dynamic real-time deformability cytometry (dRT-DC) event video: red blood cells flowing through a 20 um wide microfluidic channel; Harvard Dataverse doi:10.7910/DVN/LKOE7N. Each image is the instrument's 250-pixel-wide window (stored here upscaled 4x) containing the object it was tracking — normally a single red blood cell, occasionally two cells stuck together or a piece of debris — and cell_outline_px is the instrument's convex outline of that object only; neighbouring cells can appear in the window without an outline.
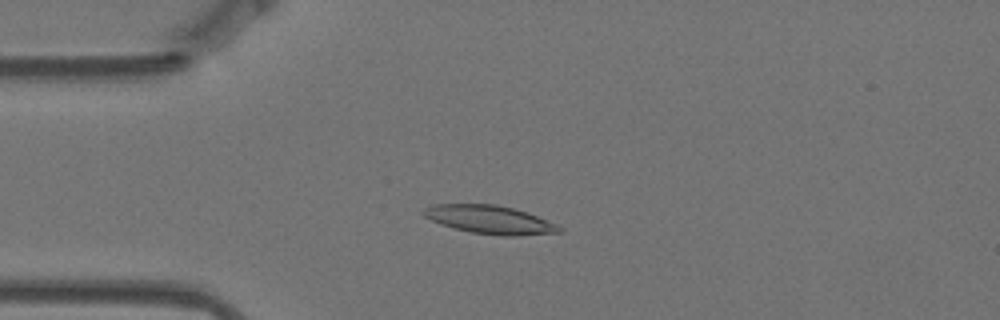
{"species": "Egyptian fruit bat (a non-hibernating species)", "species_latin": "Rousettus aegyptiacus", "temperature_condition": "warm", "stored_images_in_passage": 38, "camera_frame_rate_fps": 3000, "um_per_image_px": 0.085, "animal": {"sex": "female"}, "frame": {"image": 1, "passage_image": 7, "time_ms": 2.0, "image_size_px": [1000, 320], "cell_outline_px": [[564, 232], [516, 236], [500, 236], [472, 232], [440, 224], [424, 216], [420, 212], [424, 208], [436, 204], [496, 204], [528, 212], [556, 224], [564, 228]], "centroid_in_image_um": [41.67, 18.67], "position_along_channel_um": 43.3, "area_um2": 22.48}}
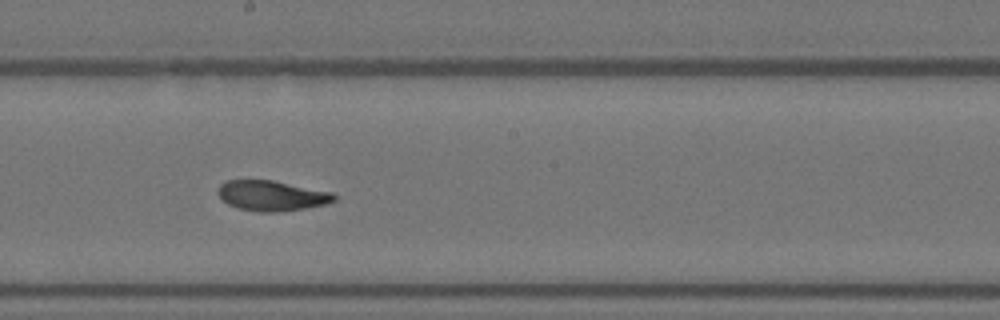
{"frame": {"image": 2, "passage_image": 24, "time_ms": 7.667, "image_size_px": [1000, 320], "cell_outline_px": [[336, 200], [328, 204], [304, 208], [276, 212], [260, 212], [240, 208], [228, 204], [220, 200], [216, 192], [216, 188], [220, 184], [228, 180], [272, 180], [332, 192], [336, 196]], "centroid_in_image_um": [23.06, 16.63], "position_along_channel_um": 225.1, "area_um2": 20.58}}
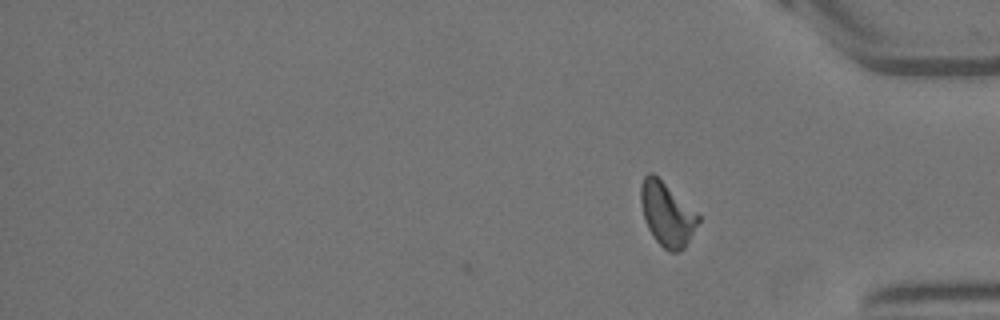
{"frame": {"image": 3, "passage_image": 38, "time_ms": 12.333, "image_size_px": [1000, 320], "cell_outline_px": [[700, 220], [684, 248], [680, 252], [668, 252], [656, 240], [648, 228], [640, 204], [640, 188], [644, 176], [648, 172], [652, 172], [700, 216]], "centroid_in_image_um": [56.67, 18.21], "position_along_channel_um": 378.5, "area_um2": 20.92}, "authors_computed_cell_mechanics": {"area_um2": 20.9814, "velocity_mm_per_s": 3.4925, "shape_relaxation_time_tau1_ms": 3.9262, "shape_relaxation_time_tau2_ms": 1.7346, "deformation_change_tau1": 0.1812, "deformation_change_tau2": 0.0853}}